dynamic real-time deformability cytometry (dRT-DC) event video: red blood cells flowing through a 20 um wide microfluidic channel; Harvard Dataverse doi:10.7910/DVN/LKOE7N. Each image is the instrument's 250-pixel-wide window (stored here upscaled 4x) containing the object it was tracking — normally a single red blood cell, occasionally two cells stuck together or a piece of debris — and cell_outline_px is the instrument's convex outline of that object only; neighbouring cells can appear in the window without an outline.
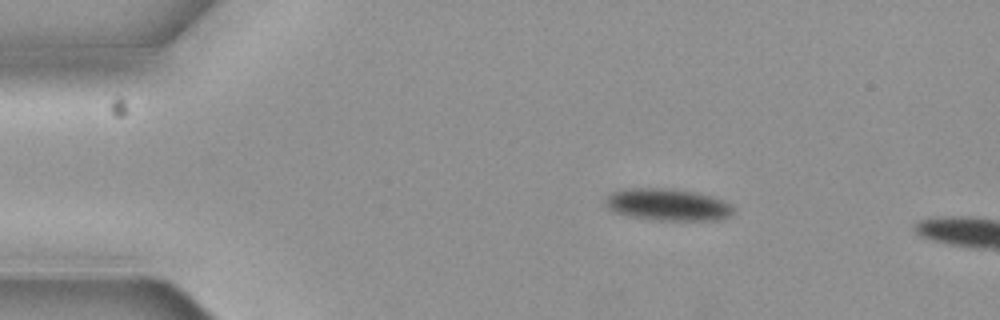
{"species": "common noctule bat (a hibernating species)", "species_latin": "Nyctalus noctula", "temperature_condition": "cold", "stored_images_in_passage": 3, "camera_frame_rate_fps": 3000, "um_per_image_px": 0.085, "animal": {"sex": "female", "body_mass_g": 19.3, "forearm_length_mm": 54.1}, "frame": {"image": 1, "passage_image": 2, "time_ms": 0.333, "image_size_px": [1000, 320], "cell_outline_px": [[736, 212], [732, 216], [724, 220], [660, 220], [628, 216], [612, 212], [604, 204], [604, 196], [612, 192], [624, 188], [672, 188], [696, 192], [712, 196], [724, 200], [732, 204], [736, 208]], "centroid_in_image_um": [56.79, 17.39], "position_along_channel_um": 28.2, "area_um2": 24.62}}